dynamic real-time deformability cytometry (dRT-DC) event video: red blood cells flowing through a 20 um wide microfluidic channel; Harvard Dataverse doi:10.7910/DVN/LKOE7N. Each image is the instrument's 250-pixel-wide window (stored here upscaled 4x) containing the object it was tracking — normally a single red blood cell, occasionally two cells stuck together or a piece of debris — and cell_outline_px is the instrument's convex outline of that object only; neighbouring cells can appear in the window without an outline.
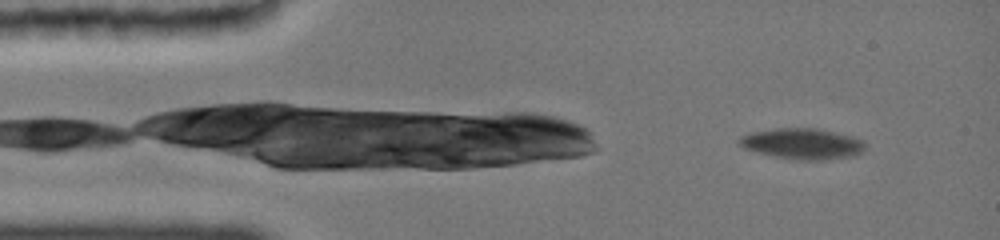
{"species": "common noctule bat (a hibernating species)", "species_latin": "Nyctalus noctula", "temperature_condition": "cold", "stored_images_in_passage": 14, "camera_frame_rate_fps": 3000, "um_per_image_px": 0.085, "animal": {"sex": "female", "body_mass_g": 19.0, "forearm_length_mm": 51.5}, "frame": {"image": 1, "passage_image": 5, "time_ms": 1.333, "image_size_px": [1000, 240], "cell_outline_px": [[864, 148], [860, 152], [848, 156], [780, 156], [760, 152], [748, 148], [740, 144], [740, 140], [744, 136], [756, 132], [784, 128], [808, 128], [848, 136], [860, 140], [864, 144]], "centroid_in_image_um": [68.18, 12.15], "position_along_channel_um": 16.8, "area_um2": 19.71}}
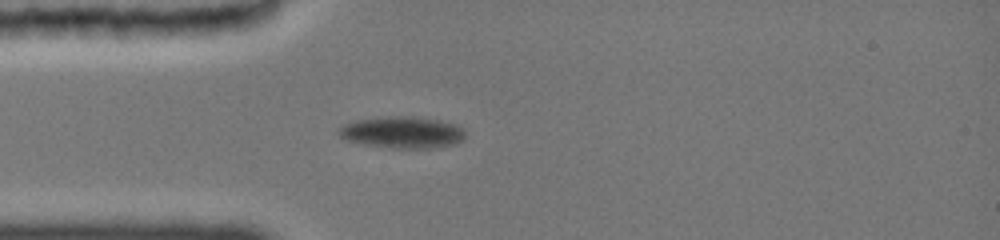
{"frame": {"image": 2, "passage_image": 13, "time_ms": 4.333, "image_size_px": [1000, 240], "cell_outline_px": [[464, 136], [460, 140], [448, 144], [428, 148], [392, 148], [364, 144], [348, 140], [340, 136], [340, 128], [348, 124], [360, 120], [432, 120], [452, 124], [460, 128]], "centroid_in_image_um": [34.16, 11.33], "position_along_channel_um": 50.8, "area_um2": 20.81}}